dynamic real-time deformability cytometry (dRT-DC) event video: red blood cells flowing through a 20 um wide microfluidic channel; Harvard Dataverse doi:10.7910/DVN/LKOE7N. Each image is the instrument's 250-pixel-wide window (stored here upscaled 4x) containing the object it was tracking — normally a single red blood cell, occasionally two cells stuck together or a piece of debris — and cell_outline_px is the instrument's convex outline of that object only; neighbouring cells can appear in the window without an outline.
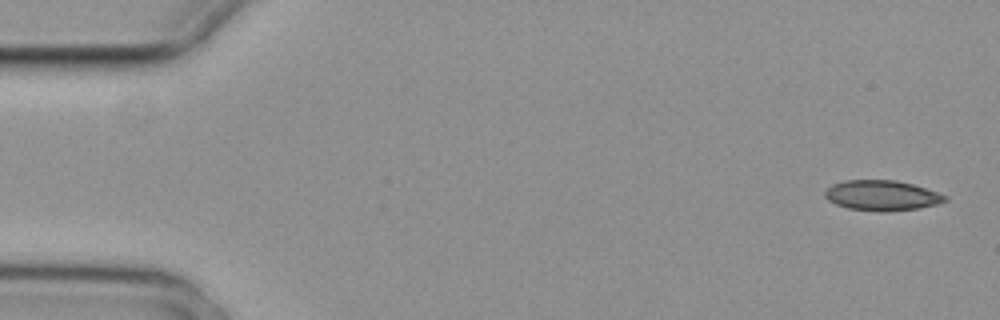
{"species": "common noctule bat (a hibernating species)", "species_latin": "Nyctalus noctula", "temperature_condition": "cold", "stored_images_in_passage": 6, "camera_frame_rate_fps": 3000, "um_per_image_px": 0.085, "animal": {"sex": "female", "body_mass_g": 29.2, "forearm_length_mm": 56.3}, "frame": {"image": 1, "passage_image": 1, "time_ms": 0.0, "image_size_px": [1000, 320], "cell_outline_px": [[948, 200], [936, 204], [920, 208], [884, 212], [880, 212], [848, 208], [836, 204], [828, 200], [824, 196], [824, 192], [832, 184], [844, 180], [896, 180], [912, 184], [948, 196]], "centroid_in_image_um": [74.94, 16.62], "position_along_channel_um": 10.1, "area_um2": 21.15}}